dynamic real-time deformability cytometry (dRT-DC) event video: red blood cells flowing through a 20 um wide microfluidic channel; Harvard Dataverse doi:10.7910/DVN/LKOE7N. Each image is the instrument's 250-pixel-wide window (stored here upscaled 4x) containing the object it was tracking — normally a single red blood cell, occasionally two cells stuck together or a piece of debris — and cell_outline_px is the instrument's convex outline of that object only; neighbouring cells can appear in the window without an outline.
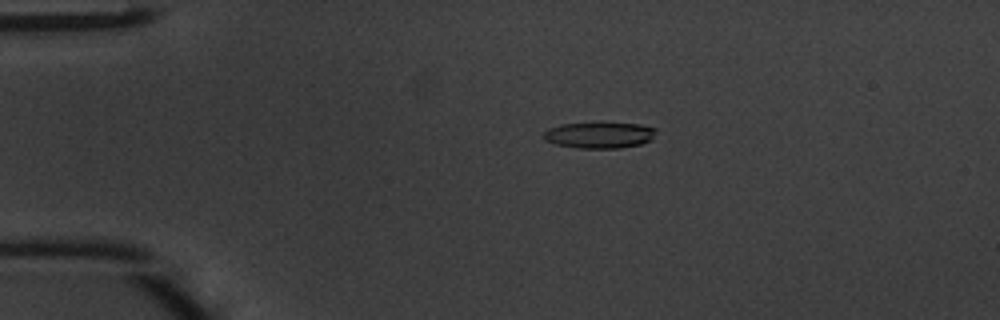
{"species": "common noctule bat (a hibernating species)", "species_latin": "Nyctalus noctula", "temperature_condition": "warm", "stored_images_in_passage": 49, "camera_frame_rate_fps": 3000, "um_per_image_px": 0.085, "animal": {"sex": "male", "body_mass_g": 20.1, "forearm_length_mm": 53.5}, "frame": {"image": 1, "passage_image": 11, "time_ms": 3.333, "image_size_px": [1000, 320], "cell_outline_px": [[656, 132], [652, 140], [640, 144], [620, 148], [576, 148], [556, 144], [544, 140], [544, 132], [548, 128], [560, 124], [600, 120], [604, 120], [640, 124], [656, 128]], "centroid_in_image_um": [50.96, 11.43], "position_along_channel_um": 34.0, "area_um2": 18.09}}
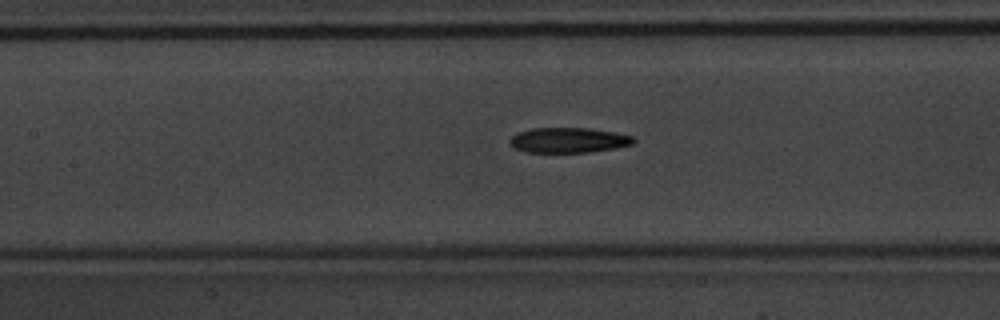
{"frame": {"image": 2, "passage_image": 23, "time_ms": 7.333, "image_size_px": [1000, 320], "cell_outline_px": [[636, 140], [632, 144], [616, 148], [588, 152], [528, 152], [516, 148], [508, 140], [516, 132], [532, 128], [584, 128], [612, 132], [632, 136]], "centroid_in_image_um": [48.3, 11.91], "position_along_channel_um": 159.1, "area_um2": 17.92}}
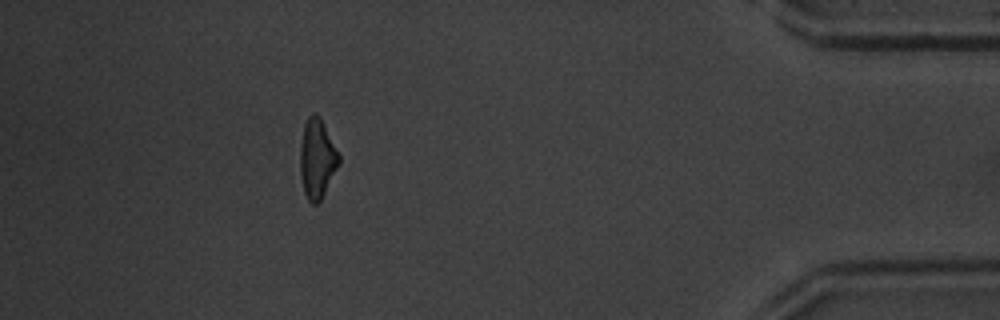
{"frame": {"image": 3, "passage_image": 44, "time_ms": 14.333, "image_size_px": [1000, 320], "cell_outline_px": [[340, 164], [320, 200], [316, 204], [312, 204], [308, 200], [304, 192], [300, 172], [300, 144], [304, 124], [308, 116], [312, 112], [316, 112], [320, 116], [340, 156]], "centroid_in_image_um": [26.95, 13.45], "position_along_channel_um": 408.3, "area_um2": 17.98}, "authors_computed_cell_mechanics": {"area_um2": 18.0914, "velocity_mm_per_s": 4.2732, "shape_relaxation_time_tau1_ms": 3.6443, "shape_relaxation_time_tau2_ms": 5.0761, "deformation_change_tau1": 0.1357, "deformation_change_tau2": 0.1746}}